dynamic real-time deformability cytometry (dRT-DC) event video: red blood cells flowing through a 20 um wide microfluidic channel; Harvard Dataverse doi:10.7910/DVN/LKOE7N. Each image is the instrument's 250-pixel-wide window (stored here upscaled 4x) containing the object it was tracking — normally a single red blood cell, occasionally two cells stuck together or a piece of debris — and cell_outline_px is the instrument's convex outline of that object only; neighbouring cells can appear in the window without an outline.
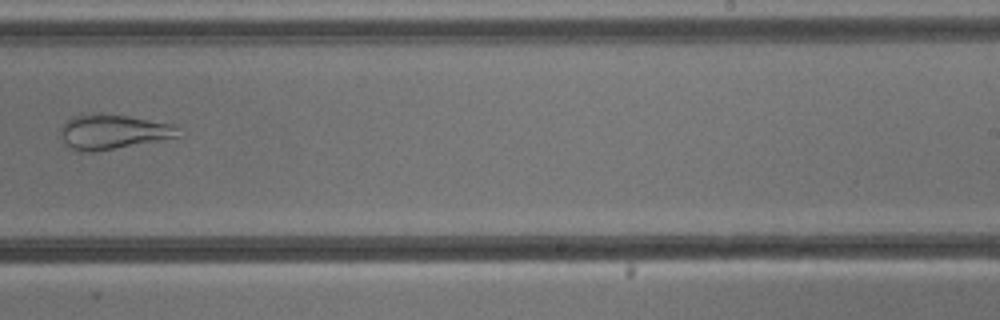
{"species": "common noctule bat (a hibernating species)", "species_latin": "Nyctalus noctula", "temperature_condition": "cold", "stored_images_in_passage": 9, "camera_frame_rate_fps": 3000, "um_per_image_px": 0.085, "animal": {"sex": "male", "body_mass_g": 13.3}, "frame": {"image": 1, "passage_image": 9, "time_ms": 9.333, "image_size_px": [1000, 320], "cell_outline_px": [[176, 136], [156, 140], [92, 152], [80, 152], [64, 144], [60, 132], [60, 128], [68, 120], [76, 116], [100, 112], [172, 124], [176, 128]], "centroid_in_image_um": [9.48, 11.2], "position_along_channel_um": 279.5, "area_um2": 22.95}}